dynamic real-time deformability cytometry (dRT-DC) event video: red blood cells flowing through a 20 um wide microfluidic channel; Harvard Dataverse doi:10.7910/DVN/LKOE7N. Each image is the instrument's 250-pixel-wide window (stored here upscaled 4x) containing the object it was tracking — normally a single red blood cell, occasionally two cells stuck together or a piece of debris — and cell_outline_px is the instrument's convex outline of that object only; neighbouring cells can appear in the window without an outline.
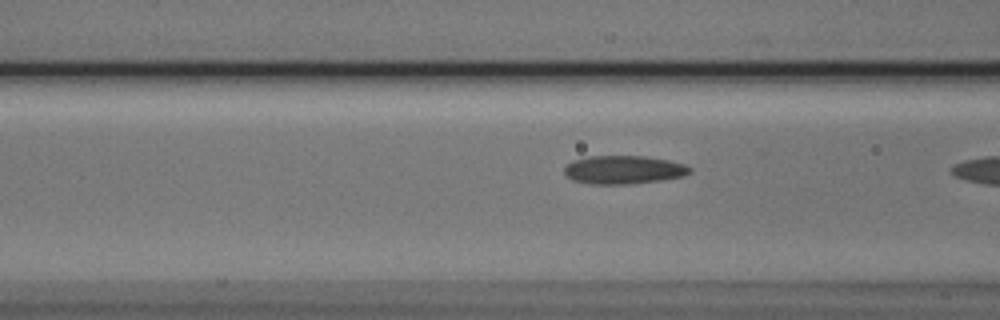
{"species": "Egyptian fruit bat (a non-hibernating species)", "species_latin": "Rousettus aegyptiacus", "temperature_condition": "cold", "stored_images_in_passage": 31, "camera_frame_rate_fps": 3000, "um_per_image_px": 0.085, "animal": {"sex": "male"}, "frame": {"image": 1, "passage_image": 10, "time_ms": 3.0, "image_size_px": [1000, 320], "cell_outline_px": [[692, 172], [684, 176], [660, 180], [628, 184], [588, 184], [572, 180], [564, 176], [564, 168], [572, 160], [588, 156], [644, 156], [668, 160], [684, 164], [692, 168]], "centroid_in_image_um": [52.98, 14.43], "position_along_channel_um": 113.6, "area_um2": 20.92}}
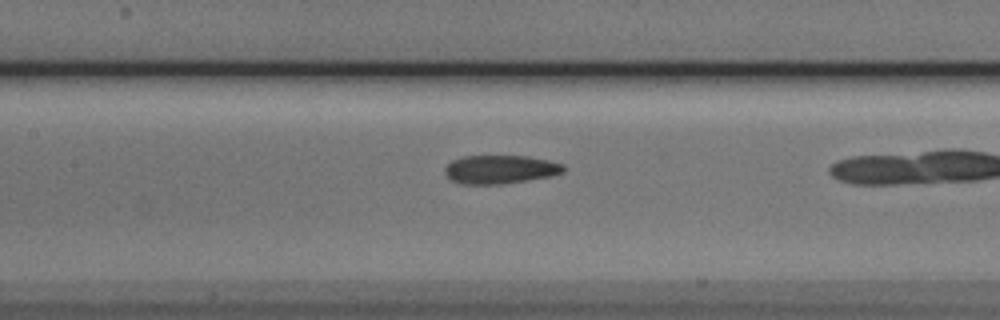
{"frame": {"image": 2, "passage_image": 14, "time_ms": 4.333, "image_size_px": [1000, 320], "cell_outline_px": [[564, 172], [552, 176], [528, 180], [500, 184], [460, 184], [452, 180], [444, 172], [444, 168], [452, 160], [464, 156], [528, 156], [548, 160], [564, 164]], "centroid_in_image_um": [42.53, 14.4], "position_along_channel_um": 164.9, "area_um2": 19.77}}